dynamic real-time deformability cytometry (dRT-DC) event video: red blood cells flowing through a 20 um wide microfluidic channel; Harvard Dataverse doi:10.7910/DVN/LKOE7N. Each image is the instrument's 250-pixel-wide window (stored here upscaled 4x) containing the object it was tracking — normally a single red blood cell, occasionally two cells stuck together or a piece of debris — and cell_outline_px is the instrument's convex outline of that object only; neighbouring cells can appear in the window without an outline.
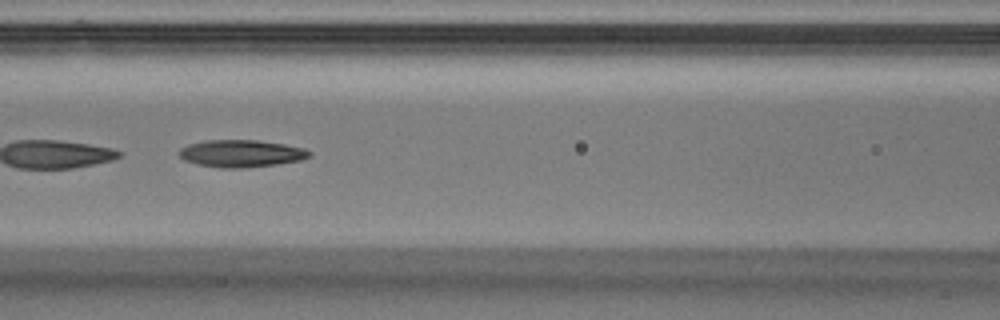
{"species": "Egyptian fruit bat (a non-hibernating species)", "species_latin": "Rousettus aegyptiacus", "temperature_condition": "warm", "stored_images_in_passage": 47, "segment_of_instrument_passage": [2, 2], "camera_frame_rate_fps": 3000, "um_per_image_px": 0.085, "animal": {"sex": "male"}, "frame": {"image": 1, "passage_image": 21, "time_ms": 6.667, "image_size_px": [1000, 320], "cell_outline_px": [[312, 156], [300, 160], [276, 164], [244, 168], [224, 168], [200, 164], [184, 160], [180, 156], [180, 148], [188, 144], [204, 140], [256, 140], [284, 144], [304, 148], [312, 152]], "centroid_in_image_um": [20.53, 13.04], "position_along_channel_um": 146.1, "area_um2": 20.58}}
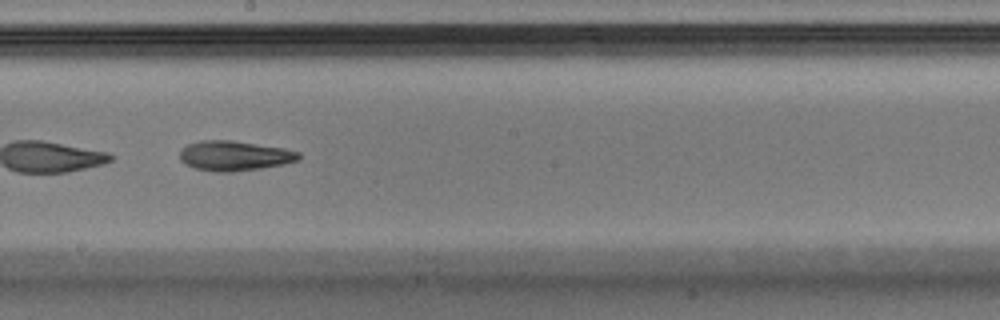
{"frame": {"image": 2, "passage_image": 27, "time_ms": 8.667, "image_size_px": [1000, 320], "cell_outline_px": [[300, 160], [284, 164], [260, 168], [232, 172], [212, 172], [196, 168], [184, 164], [180, 160], [180, 148], [188, 144], [200, 140], [232, 140], [284, 148], [300, 152]], "centroid_in_image_um": [19.91, 13.24], "position_along_channel_um": 228.3, "area_um2": 20.92}}
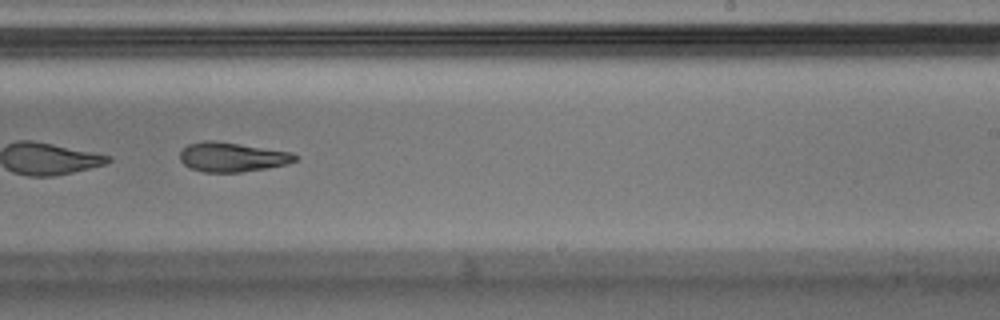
{"frame": {"image": 3, "passage_image": 30, "time_ms": 9.667, "image_size_px": [1000, 320], "cell_outline_px": [[300, 156], [296, 160], [284, 164], [264, 168], [240, 172], [204, 172], [192, 168], [184, 164], [180, 160], [180, 152], [188, 144], [204, 140], [212, 140], [292, 152]], "centroid_in_image_um": [19.72, 13.34], "position_along_channel_um": 269.3, "area_um2": 19.48}}